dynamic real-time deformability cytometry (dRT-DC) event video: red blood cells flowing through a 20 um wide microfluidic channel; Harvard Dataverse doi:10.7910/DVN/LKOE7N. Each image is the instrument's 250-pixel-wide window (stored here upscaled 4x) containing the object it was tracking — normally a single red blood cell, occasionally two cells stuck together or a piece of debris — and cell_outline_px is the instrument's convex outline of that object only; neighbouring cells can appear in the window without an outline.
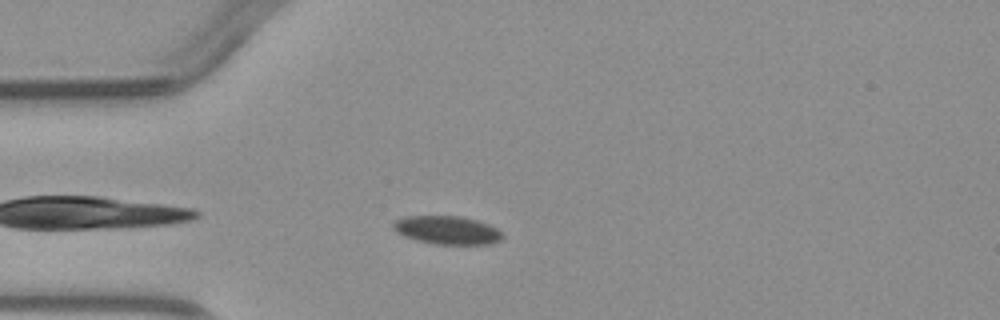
{"species": "common noctule bat (a hibernating species)", "species_latin": "Nyctalus noctula", "temperature_condition": "warm", "stored_images_in_passage": 1, "camera_frame_rate_fps": 3000, "um_per_image_px": 0.085, "animal": {"sex": "male", "body_mass_g": 23.1, "forearm_length_mm": 52.7}, "frame": {"image": 1, "passage_image": 1, "time_ms": 0.0, "image_size_px": [1000, 320], "cell_outline_px": [[504, 236], [500, 240], [492, 244], [436, 244], [416, 240], [404, 236], [396, 232], [392, 228], [392, 224], [396, 220], [404, 216], [460, 216], [476, 220], [488, 224], [496, 228]], "centroid_in_image_um": [37.99, 19.56], "position_along_channel_um": 47.0, "area_um2": 18.03}}